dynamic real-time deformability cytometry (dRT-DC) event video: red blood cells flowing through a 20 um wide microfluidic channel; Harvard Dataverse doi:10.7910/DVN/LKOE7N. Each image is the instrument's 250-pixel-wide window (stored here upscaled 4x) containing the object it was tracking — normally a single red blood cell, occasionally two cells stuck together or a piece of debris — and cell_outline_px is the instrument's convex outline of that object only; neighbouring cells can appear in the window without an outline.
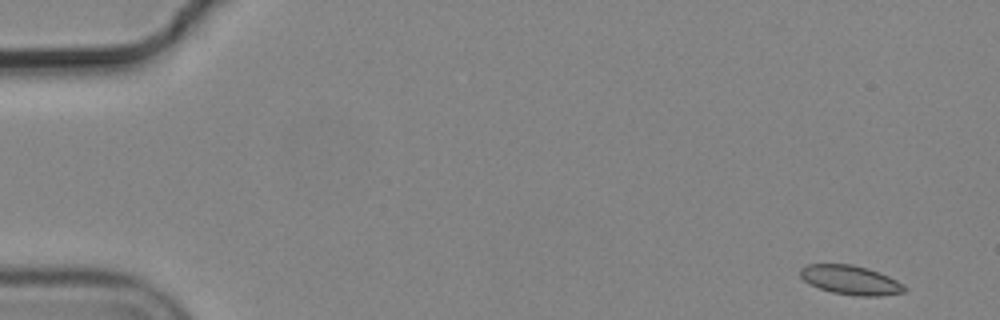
{"species": "common noctule bat (a hibernating species)", "species_latin": "Nyctalus noctula", "temperature_condition": "cold", "stored_images_in_passage": 5, "camera_frame_rate_fps": 3000, "um_per_image_px": 0.085, "animal": {"sex": "male", "body_mass_g": 19.2, "forearm_length_mm": 51.8}, "frame": {"image": 1, "passage_image": 1, "time_ms": 0.0, "image_size_px": [1000, 320], "cell_outline_px": [[908, 288], [904, 292], [880, 296], [860, 296], [832, 292], [820, 288], [804, 280], [800, 276], [800, 268], [808, 264], [852, 264], [868, 268], [880, 272], [904, 284]], "centroid_in_image_um": [72.33, 23.79], "position_along_channel_um": 12.7, "area_um2": 17.69}}
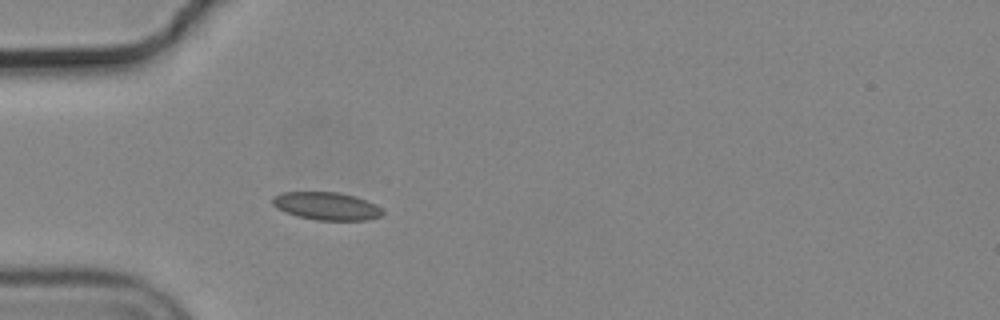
{"frame": {"image": 2, "passage_image": 5, "time_ms": 1.333, "image_size_px": [1000, 320], "cell_outline_px": [[384, 212], [380, 216], [368, 220], [316, 220], [296, 216], [284, 212], [276, 208], [272, 204], [272, 196], [280, 192], [336, 192], [356, 196], [376, 204]], "centroid_in_image_um": [27.72, 17.51], "position_along_channel_um": 57.3, "area_um2": 18.03}}